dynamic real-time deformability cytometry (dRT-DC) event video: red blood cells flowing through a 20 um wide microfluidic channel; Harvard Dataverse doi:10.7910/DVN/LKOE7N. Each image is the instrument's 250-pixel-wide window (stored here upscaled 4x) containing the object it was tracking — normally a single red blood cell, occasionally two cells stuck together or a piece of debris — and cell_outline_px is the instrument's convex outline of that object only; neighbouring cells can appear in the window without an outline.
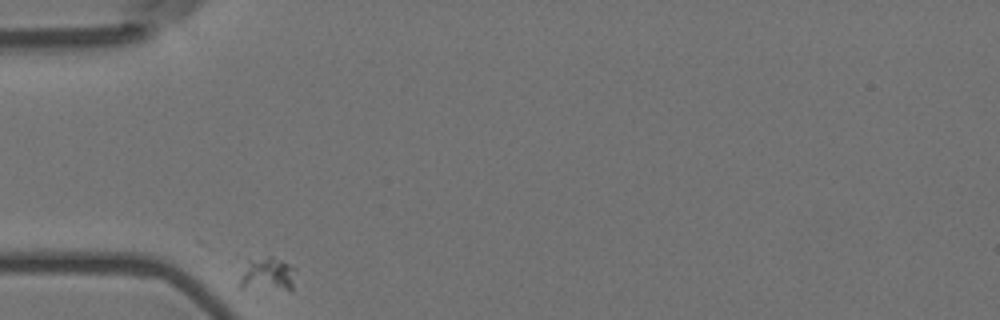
{"species": "Egyptian fruit bat (a non-hibernating species)", "species_latin": "Rousettus aegyptiacus", "temperature_condition": "room temperature", "stored_images_in_passage": 25, "camera_frame_rate_fps": 3000, "um_per_image_px": 0.085, "animal": {"sex": "female"}, "frame": {"image": 1, "passage_image": 1, "time_ms": 0.0, "image_size_px": [1000, 320], "cell_outline_px": [[296, 268], [292, 288], [288, 292], [236, 288], [236, 284], [248, 260], [268, 256], [272, 256]], "centroid_in_image_um": [22.7, 23.39], "position_along_channel_um": 62.3, "area_um2": 11.68}}
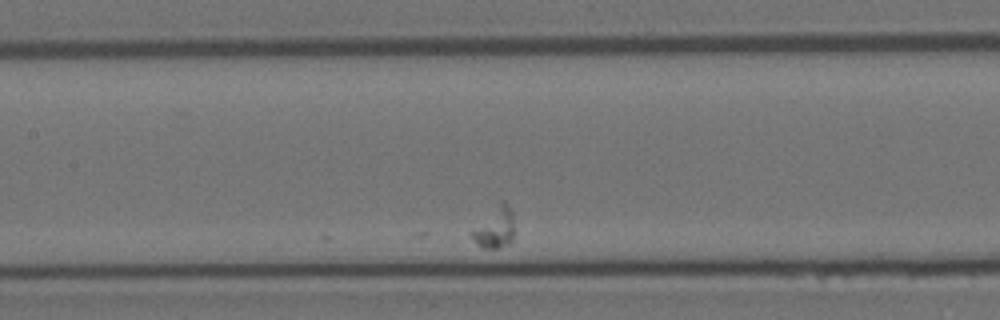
{"frame": {"image": 2, "passage_image": 14, "time_ms": 4.333, "image_size_px": [1000, 320], "cell_outline_px": [[512, 240], [508, 244], [496, 248], [484, 248], [476, 244], [468, 232], [500, 200], [504, 200], [512, 212]], "centroid_in_image_um": [42.0, 19.34], "position_along_channel_um": 165.4, "area_um2": 10.17}}
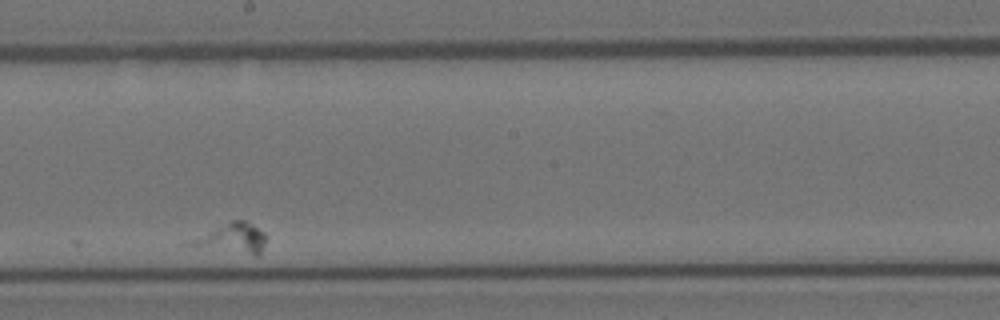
{"frame": {"image": 3, "passage_image": 21, "time_ms": 6.667, "image_size_px": [1000, 320], "cell_outline_px": [[264, 244], [260, 256], [256, 256], [184, 244], [184, 240], [232, 220], [244, 220], [264, 232]], "centroid_in_image_um": [19.67, 20.26], "position_along_channel_um": 228.5, "area_um2": 13.18}}